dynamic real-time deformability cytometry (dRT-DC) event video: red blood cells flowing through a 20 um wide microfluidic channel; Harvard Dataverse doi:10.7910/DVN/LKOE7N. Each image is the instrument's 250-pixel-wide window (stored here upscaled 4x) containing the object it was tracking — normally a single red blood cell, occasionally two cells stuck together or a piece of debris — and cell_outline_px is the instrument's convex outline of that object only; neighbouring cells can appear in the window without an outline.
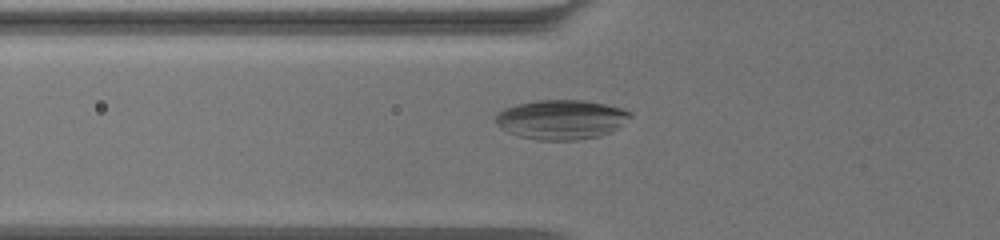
{"species": "common noctule bat (a hibernating species)", "species_latin": "Nyctalus noctula", "temperature_condition": "warm", "stored_images_in_passage": 64, "camera_frame_rate_fps": 3000, "um_per_image_px": 0.085, "animal": {"sex": "female", "body_mass_g": 19.5, "forearm_length_mm": 54.1}, "frame": {"image": 1, "passage_image": 25, "time_ms": 8.0, "image_size_px": [1000, 240], "cell_outline_px": [[632, 116], [620, 128], [612, 132], [600, 136], [576, 140], [536, 140], [516, 136], [500, 128], [492, 120], [496, 112], [504, 108], [516, 104], [532, 100], [584, 100], [608, 104], [624, 108], [632, 112]], "centroid_in_image_um": [47.7, 10.15], "position_along_channel_um": 78.1, "area_um2": 31.91}}
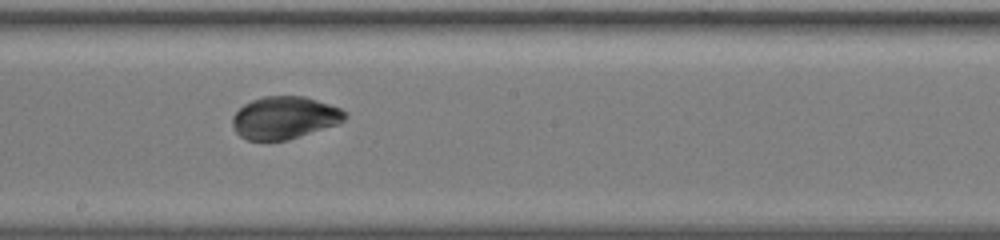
{"frame": {"image": 2, "passage_image": 38, "time_ms": 12.333, "image_size_px": [1000, 240], "cell_outline_px": [[348, 116], [340, 124], [288, 140], [248, 140], [240, 136], [236, 132], [232, 124], [232, 116], [244, 104], [252, 100], [264, 96], [304, 96], [340, 108], [348, 112]], "centroid_in_image_um": [24.21, 10.01], "position_along_channel_um": 224.0, "area_um2": 27.98}}
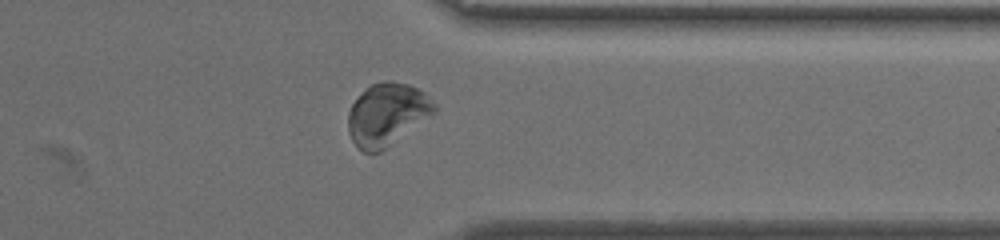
{"frame": {"image": 3, "passage_image": 52, "time_ms": 17.0, "image_size_px": [1000, 240], "cell_outline_px": [[436, 112], [380, 152], [364, 152], [356, 148], [348, 132], [348, 112], [352, 104], [364, 88], [372, 84], [384, 80], [392, 80], [408, 84], [424, 92], [436, 104]], "centroid_in_image_um": [32.87, 9.71], "position_along_channel_um": 378.5, "area_um2": 31.44}}